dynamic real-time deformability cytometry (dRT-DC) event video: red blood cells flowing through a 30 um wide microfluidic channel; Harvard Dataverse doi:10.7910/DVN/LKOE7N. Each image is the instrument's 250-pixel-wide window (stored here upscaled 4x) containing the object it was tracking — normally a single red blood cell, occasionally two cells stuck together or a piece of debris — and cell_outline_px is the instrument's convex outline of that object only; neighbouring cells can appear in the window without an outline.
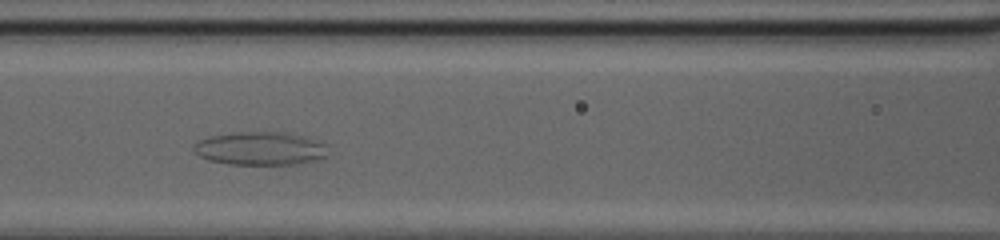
{"species": "common noctule bat (a hibernating species)", "species_latin": "Nyctalus noctula", "temperature_condition": "cold", "stored_images_in_passage": 42, "camera_frame_rate_fps": 3000, "um_per_image_px": 0.085, "animal": {"sex": "female", "body_mass_g": 20.0, "forearm_length_mm": 54.0}, "frame": {"image": 1, "passage_image": 13, "time_ms": 4.0, "image_size_px": [1000, 240], "cell_outline_px": [[328, 156], [320, 160], [296, 164], [228, 164], [208, 160], [200, 156], [192, 148], [200, 140], [212, 136], [244, 132], [284, 132], [300, 136], [324, 144]], "centroid_in_image_um": [22.13, 12.64], "position_along_channel_um": 144.5, "area_um2": 25.61}}
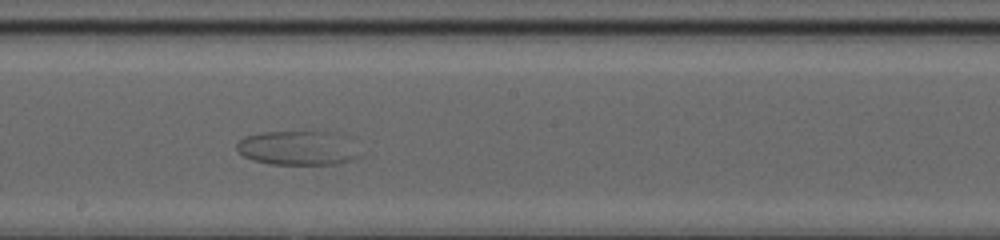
{"frame": {"image": 2, "passage_image": 19, "time_ms": 6.0, "image_size_px": [1000, 240], "cell_outline_px": [[364, 156], [352, 160], [336, 164], [272, 164], [252, 160], [244, 156], [236, 148], [236, 144], [240, 140], [248, 136], [268, 132], [316, 132]], "centroid_in_image_um": [25.05, 12.65], "position_along_channel_um": 223.1, "area_um2": 22.43}}
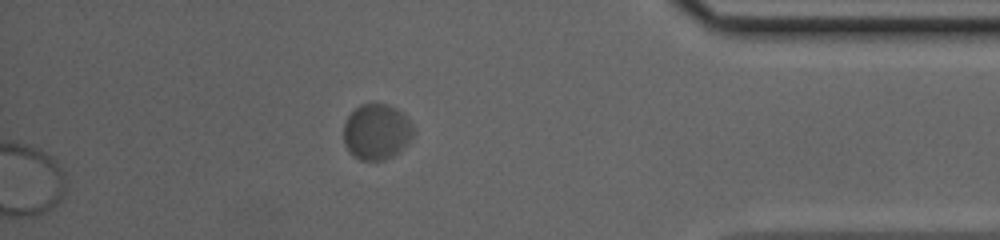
{"frame": {"image": 3, "passage_image": 42, "time_ms": 13.667, "image_size_px": [1000, 240], "cell_outline_px": [[412, 136], [392, 156], [384, 160], [360, 160], [344, 144], [344, 124], [348, 116], [360, 104], [384, 104], [400, 112], [408, 120], [412, 128]], "centroid_in_image_um": [31.96, 11.2], "position_along_channel_um": 403.2, "area_um2": 21.73}}